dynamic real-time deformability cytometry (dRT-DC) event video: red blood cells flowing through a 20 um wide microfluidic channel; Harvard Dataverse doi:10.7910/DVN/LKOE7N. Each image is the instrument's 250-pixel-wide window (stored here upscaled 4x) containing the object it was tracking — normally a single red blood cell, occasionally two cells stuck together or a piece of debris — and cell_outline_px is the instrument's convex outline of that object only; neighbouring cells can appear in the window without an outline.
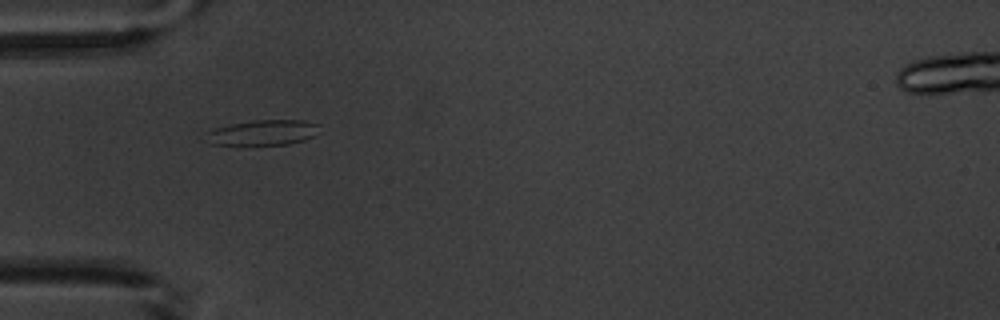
{"species": "common noctule bat (a hibernating species)", "species_latin": "Nyctalus noctula", "temperature_condition": "warm", "stored_images_in_passage": 1, "camera_frame_rate_fps": 3000, "um_per_image_px": 0.085, "animal": {"sex": "male", "body_mass_g": 20.1, "forearm_length_mm": 53.5}, "frame": {"image": 1, "passage_image": 1, "time_ms": 0.0, "image_size_px": [1000, 320], "cell_outline_px": [[320, 124], [316, 136], [304, 140], [288, 144], [248, 148], [240, 148], [212, 144], [204, 132], [216, 128], [232, 124], [252, 120], [304, 120]], "centroid_in_image_um": [22.33, 11.33], "position_along_channel_um": 62.7, "area_um2": 17.74}}